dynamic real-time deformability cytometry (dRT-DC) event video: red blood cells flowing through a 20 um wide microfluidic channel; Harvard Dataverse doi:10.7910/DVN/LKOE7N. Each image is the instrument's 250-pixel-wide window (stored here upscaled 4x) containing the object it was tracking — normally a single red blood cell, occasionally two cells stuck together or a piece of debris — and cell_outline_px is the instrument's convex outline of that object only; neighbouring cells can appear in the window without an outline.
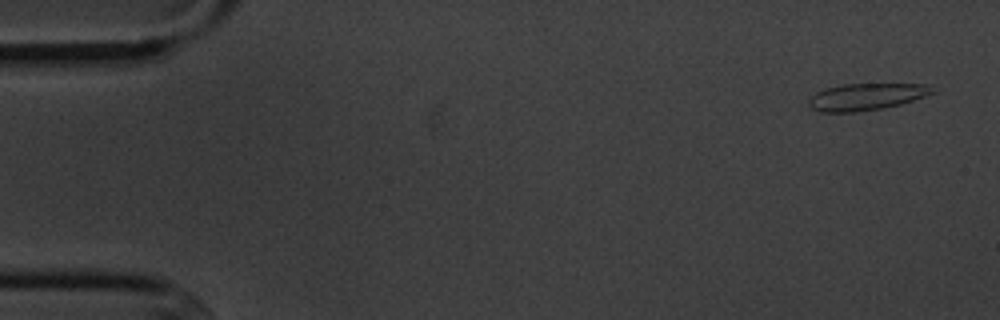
{"species": "common noctule bat (a hibernating species)", "species_latin": "Nyctalus noctula", "temperature_condition": "cold", "stored_images_in_passage": 7, "camera_frame_rate_fps": 3000, "um_per_image_px": 0.085, "animal": {"sex": "male", "body_mass_g": 20.1, "forearm_length_mm": 53.5}, "frame": {"image": 1, "passage_image": 1, "time_ms": 0.0, "image_size_px": [1000, 320], "cell_outline_px": [[936, 92], [900, 104], [884, 108], [856, 112], [820, 112], [812, 108], [808, 104], [808, 100], [816, 92], [824, 88], [844, 84], [928, 84]], "centroid_in_image_um": [73.6, 8.22], "position_along_channel_um": 11.4, "area_um2": 19.31}}
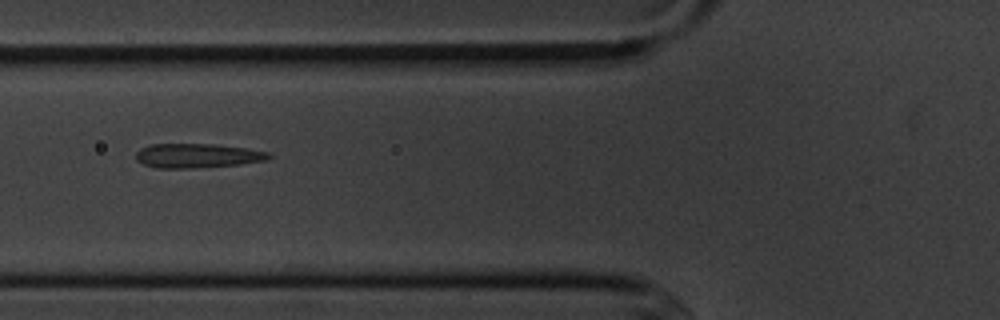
{"frame": {"image": 2, "passage_image": 6, "time_ms": 6.0, "image_size_px": [1000, 320], "cell_outline_px": [[272, 156], [268, 160], [240, 164], [196, 168], [156, 168], [144, 164], [136, 160], [136, 152], [140, 148], [152, 144], [212, 144], [244, 148], [268, 152]], "centroid_in_image_um": [16.75, 13.24], "position_along_channel_um": 109.0, "area_um2": 18.79}}
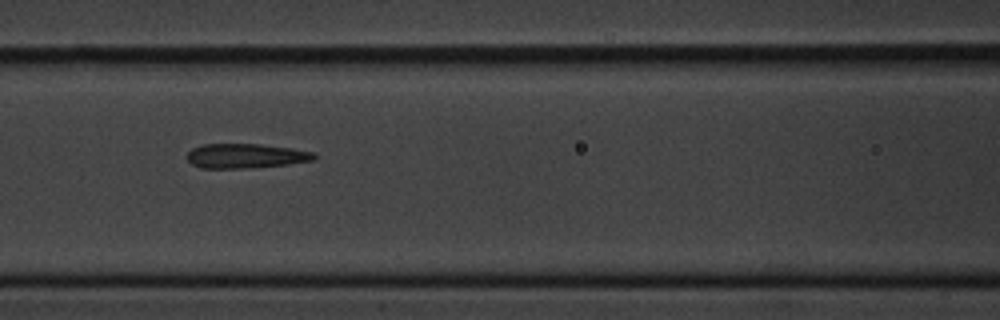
{"frame": {"image": 3, "passage_image": 7, "time_ms": 7.0, "image_size_px": [1000, 320], "cell_outline_px": [[320, 156], [316, 160], [288, 164], [244, 168], [200, 168], [192, 164], [188, 160], [188, 152], [192, 148], [200, 144], [260, 144], [292, 148], [316, 152]], "centroid_in_image_um": [20.94, 13.24], "position_along_channel_um": 145.7, "area_um2": 18.38}}